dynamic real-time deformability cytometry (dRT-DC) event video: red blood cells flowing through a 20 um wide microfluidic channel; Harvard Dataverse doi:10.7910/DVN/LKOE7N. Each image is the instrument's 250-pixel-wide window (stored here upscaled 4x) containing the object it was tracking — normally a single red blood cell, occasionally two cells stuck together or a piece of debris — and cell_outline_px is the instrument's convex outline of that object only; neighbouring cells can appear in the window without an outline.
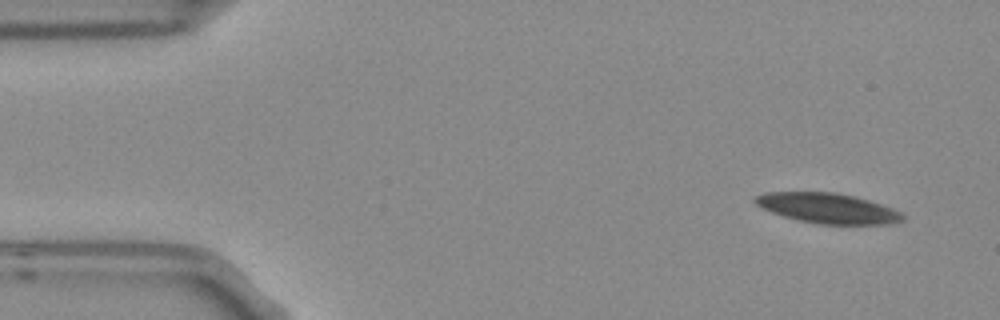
{"species": "Egyptian fruit bat (a non-hibernating species)", "species_latin": "Rousettus aegyptiacus", "temperature_condition": "room temperature", "stored_images_in_passage": 4, "camera_frame_rate_fps": 3000, "um_per_image_px": 0.085, "frame": {"image": 1, "passage_image": 1, "time_ms": 0.0, "image_size_px": [1000, 320], "cell_outline_px": [[904, 220], [892, 224], [816, 224], [784, 216], [760, 208], [752, 200], [756, 196], [764, 192], [836, 192], [856, 196], [892, 208], [900, 212], [904, 216]], "centroid_in_image_um": [70.34, 17.69], "position_along_channel_um": 14.7, "area_um2": 25.95}}